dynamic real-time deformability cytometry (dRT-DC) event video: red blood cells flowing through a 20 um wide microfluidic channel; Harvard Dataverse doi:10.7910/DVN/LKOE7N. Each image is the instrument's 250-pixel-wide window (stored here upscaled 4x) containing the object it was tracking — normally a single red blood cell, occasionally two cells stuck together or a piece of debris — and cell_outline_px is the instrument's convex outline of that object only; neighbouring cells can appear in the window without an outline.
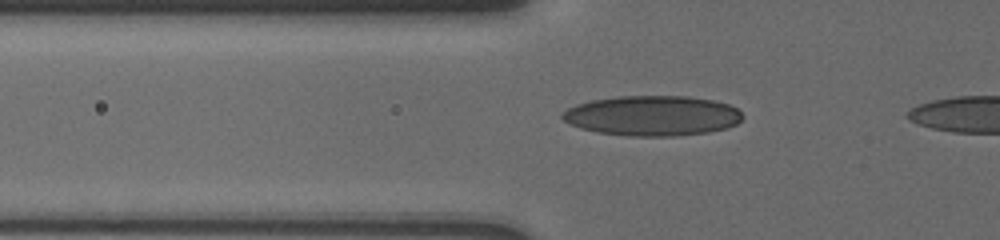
{"species": "human", "species_latin": "Homo sapiens", "temperature_condition": "cold", "stored_images_in_passage": 19, "camera_frame_rate_fps": 3000, "um_per_image_px": 0.085, "donor": {"sex": "male"}, "frame": {"image": 1, "passage_image": 14, "time_ms": 3.0, "image_size_px": [1000, 240], "cell_outline_px": [[744, 116], [736, 124], [728, 128], [708, 132], [676, 136], [628, 136], [596, 132], [580, 128], [568, 124], [560, 116], [560, 112], [576, 104], [592, 100], [616, 96], [688, 96], [712, 100], [728, 104], [736, 108]], "centroid_in_image_um": [55.42, 9.84], "position_along_channel_um": 70.4, "area_um2": 42.43}}